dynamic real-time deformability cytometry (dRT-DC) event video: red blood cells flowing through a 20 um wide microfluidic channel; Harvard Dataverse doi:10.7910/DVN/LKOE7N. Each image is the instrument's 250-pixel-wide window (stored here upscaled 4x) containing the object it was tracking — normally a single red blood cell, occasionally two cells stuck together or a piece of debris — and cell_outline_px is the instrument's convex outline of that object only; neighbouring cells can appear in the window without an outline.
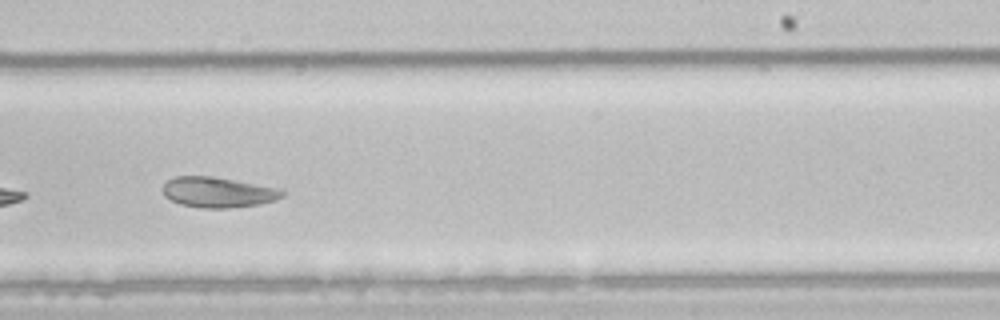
{"species": "common noctule bat (a hibernating species)", "species_latin": "Nyctalus noctula", "temperature_condition": "room temperature", "stored_images_in_passage": 24, "camera_frame_rate_fps": 3000, "um_per_image_px": 0.085, "animal": {"sex": "male", "body_mass_g": 21.5, "forearm_length_mm": 52.0}, "frame": {"image": 1, "passage_image": 21, "time_ms": 6.667, "image_size_px": [1000, 320], "cell_outline_px": [[284, 196], [276, 200], [260, 204], [228, 208], [200, 208], [180, 204], [164, 196], [164, 184], [168, 180], [176, 176], [208, 176], [280, 188], [284, 192]], "centroid_in_image_um": [18.54, 16.35], "position_along_channel_um": 270.5, "area_um2": 20.98}}